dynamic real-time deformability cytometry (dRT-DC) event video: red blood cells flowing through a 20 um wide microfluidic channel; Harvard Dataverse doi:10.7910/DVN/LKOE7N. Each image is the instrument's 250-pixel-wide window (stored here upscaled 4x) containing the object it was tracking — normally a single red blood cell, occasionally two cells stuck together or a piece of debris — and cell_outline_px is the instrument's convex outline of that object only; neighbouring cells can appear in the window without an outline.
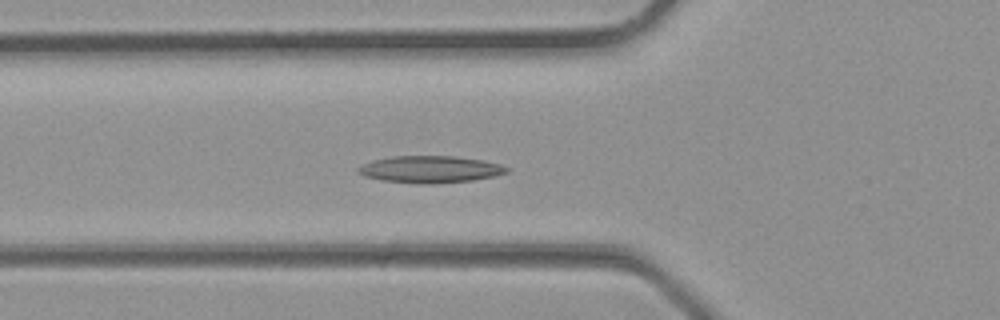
{"species": "common noctule bat (a hibernating species)", "species_latin": "Nyctalus noctula", "temperature_condition": "room temperature", "stored_images_in_passage": 35, "camera_frame_rate_fps": 3000, "um_per_image_px": 0.085, "animal": {"sex": "male", "body_mass_g": 23.1, "forearm_length_mm": 52.7}, "frame": {"image": 1, "passage_image": 12, "time_ms": 3.667, "image_size_px": [1000, 320], "cell_outline_px": [[508, 172], [492, 176], [472, 180], [436, 184], [416, 184], [380, 180], [364, 176], [356, 172], [356, 168], [372, 160], [392, 156], [456, 156], [484, 160], [500, 164], [508, 168]], "centroid_in_image_um": [36.52, 14.4], "position_along_channel_um": 89.3, "area_um2": 23.52}}
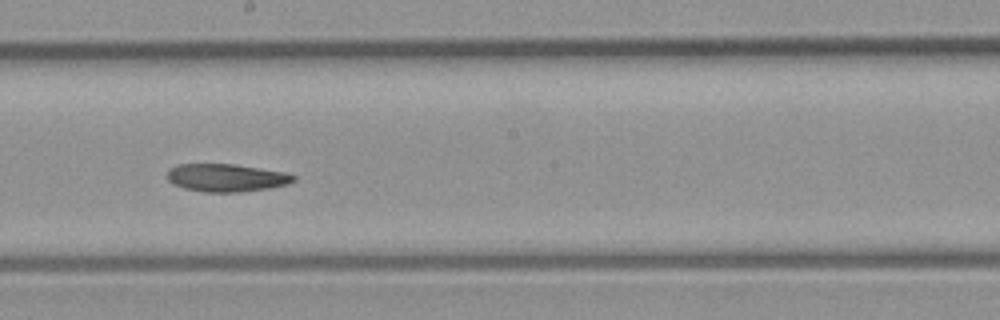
{"frame": {"image": 2, "passage_image": 19, "time_ms": 6.0, "image_size_px": [1000, 320], "cell_outline_px": [[296, 180], [288, 184], [268, 188], [240, 192], [204, 192], [184, 188], [172, 184], [168, 180], [168, 168], [176, 164], [236, 164], [284, 172], [296, 176]], "centroid_in_image_um": [19.22, 15.1], "position_along_channel_um": 229.0, "area_um2": 20.58}}
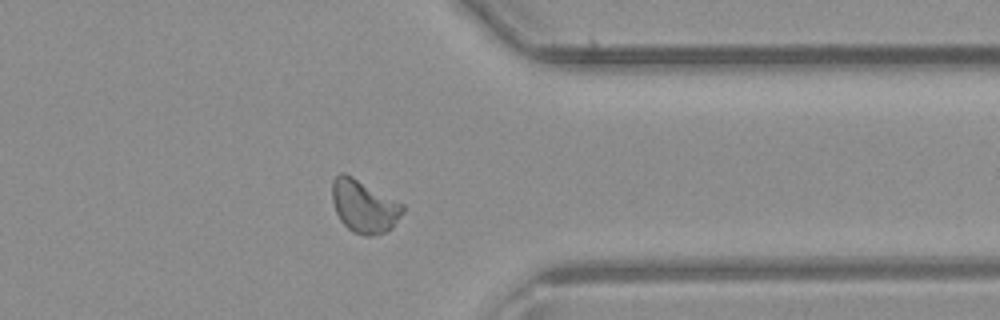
{"frame": {"image": 3, "passage_image": 27, "time_ms": 8.667, "image_size_px": [1000, 320], "cell_outline_px": [[404, 212], [392, 228], [384, 232], [372, 236], [364, 236], [352, 232], [340, 220], [336, 212], [332, 200], [332, 180], [340, 172], [344, 172], [352, 176], [404, 204]], "centroid_in_image_um": [30.94, 17.54], "position_along_channel_um": 380.5, "area_um2": 21.79}}